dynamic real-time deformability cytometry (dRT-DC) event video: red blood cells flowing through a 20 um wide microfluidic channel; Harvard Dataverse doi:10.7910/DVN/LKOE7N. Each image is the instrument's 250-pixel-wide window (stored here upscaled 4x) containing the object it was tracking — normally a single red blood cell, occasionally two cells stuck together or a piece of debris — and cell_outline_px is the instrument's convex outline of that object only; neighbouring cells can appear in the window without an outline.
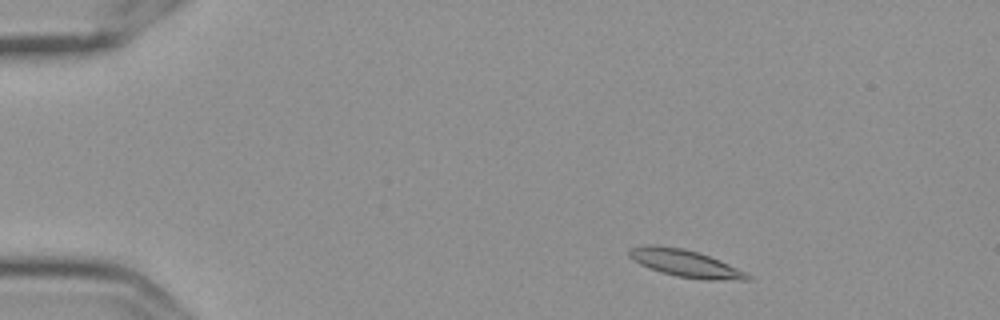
{"species": "Egyptian fruit bat (a non-hibernating species)", "species_latin": "Rousettus aegyptiacus", "temperature_condition": "cold", "stored_images_in_passage": 50, "camera_frame_rate_fps": 3000, "um_per_image_px": 0.085, "frame": {"image": 1, "passage_image": 2, "time_ms": 0.333, "image_size_px": [1000, 320], "cell_outline_px": [[752, 280], [704, 280], [676, 276], [660, 272], [648, 268], [632, 260], [628, 256], [628, 252], [632, 248], [648, 244], [652, 244], [680, 248], [696, 252], [720, 260], [752, 276]], "centroid_in_image_um": [58.23, 22.4], "position_along_channel_um": 26.8, "area_um2": 18.67}}
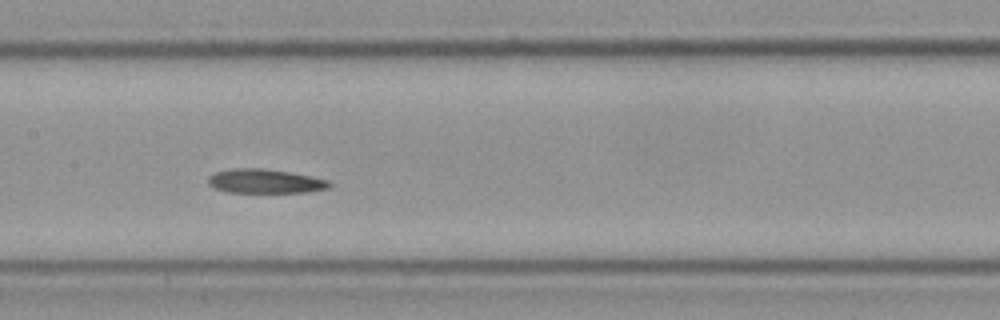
{"frame": {"image": 2, "passage_image": 22, "time_ms": 7.0, "image_size_px": [1000, 320], "cell_outline_px": [[332, 184], [328, 188], [308, 192], [228, 192], [216, 188], [208, 184], [208, 176], [216, 172], [232, 168], [260, 168], [288, 172], [312, 176], [328, 180]], "centroid_in_image_um": [22.53, 15.4], "position_along_channel_um": 184.9, "area_um2": 16.94}}
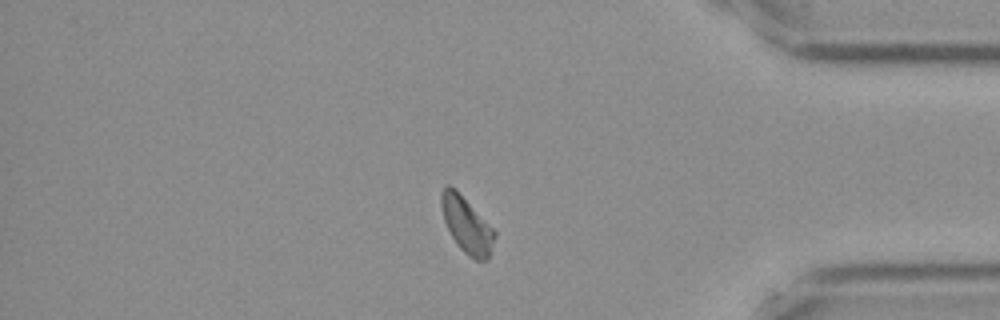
{"frame": {"image": 3, "passage_image": 42, "time_ms": 13.667, "image_size_px": [1000, 320], "cell_outline_px": [[496, 236], [488, 260], [476, 260], [468, 256], [456, 244], [444, 220], [440, 204], [440, 192], [448, 184], [496, 232]], "centroid_in_image_um": [39.66, 19.19], "position_along_channel_um": 395.5, "area_um2": 16.7}, "authors_computed_cell_mechanics": {"area_um2": 17.6001, "velocity_mm_per_s": 3.5339, "shape_relaxation_time_tau1_ms": null, "shape_relaxation_time_tau2_ms": 3.7805, "deformation_change_tau1": null, "deformation_change_tau2": 0.1025}}